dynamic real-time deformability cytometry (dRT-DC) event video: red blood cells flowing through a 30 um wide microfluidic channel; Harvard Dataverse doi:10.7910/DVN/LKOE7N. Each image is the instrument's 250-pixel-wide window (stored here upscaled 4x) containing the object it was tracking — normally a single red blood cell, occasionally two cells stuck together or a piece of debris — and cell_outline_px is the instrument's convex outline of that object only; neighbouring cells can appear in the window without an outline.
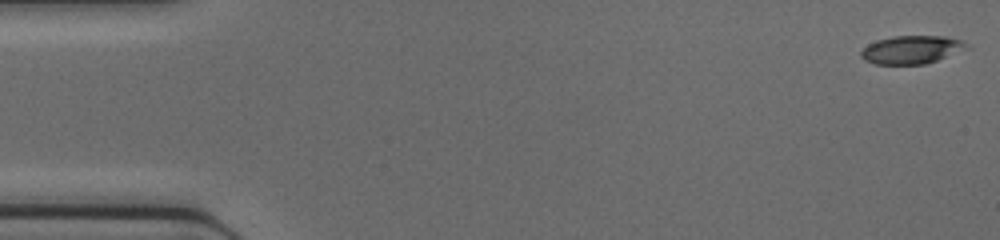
{"species": "common noctule bat (a hibernating species)", "species_latin": "Nyctalus noctula", "temperature_condition": "cold", "stored_images_in_passage": 46, "camera_frame_rate_fps": 3000, "um_per_image_px": 0.085, "animal": {"sex": "female", "body_mass_g": 17.0, "forearm_length_mm": 48.0}, "frame": {"image": 1, "passage_image": 1, "time_ms": 0.0, "image_size_px": [1000, 240], "cell_outline_px": [[972, 48], [924, 64], [876, 64], [864, 60], [860, 56], [860, 52], [868, 44], [876, 40], [892, 36], [944, 36], [964, 40]], "centroid_in_image_um": [77.52, 4.21], "position_along_channel_um": 7.5, "area_um2": 17.51}}
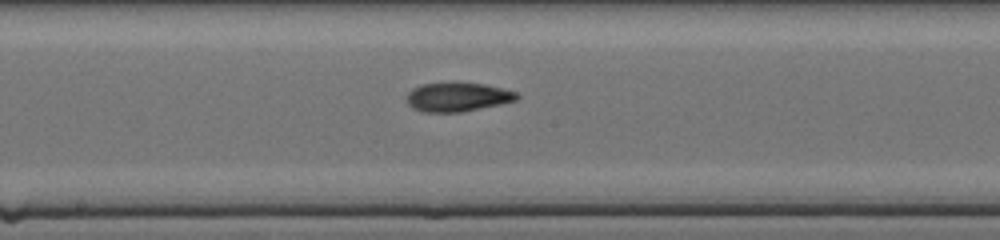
{"frame": {"image": 2, "passage_image": 24, "time_ms": 7.667, "image_size_px": [1000, 240], "cell_outline_px": [[520, 96], [516, 100], [500, 104], [460, 112], [420, 112], [412, 108], [408, 104], [404, 96], [412, 88], [420, 84], [452, 80], [456, 80], [484, 84], [516, 92]], "centroid_in_image_um": [38.8, 8.2], "position_along_channel_um": 209.4, "area_um2": 19.31}}
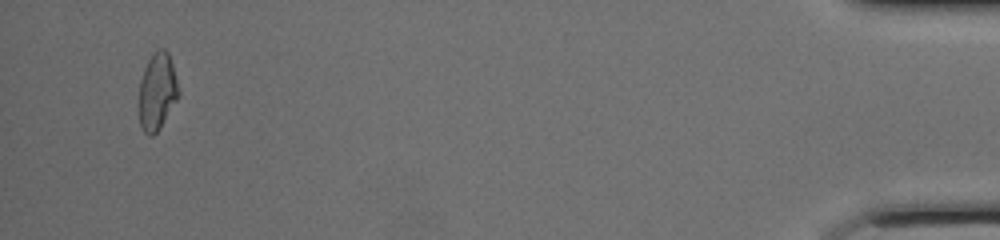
{"frame": {"image": 3, "passage_image": 44, "time_ms": 14.333, "image_size_px": [1000, 240], "cell_outline_px": [[180, 92], [176, 100], [160, 128], [152, 136], [148, 136], [144, 132], [140, 124], [140, 80], [144, 68], [152, 52], [156, 48], [164, 48], [168, 52], [172, 64]], "centroid_in_image_um": [13.36, 7.74], "position_along_channel_um": 421.8, "area_um2": 17.63}}